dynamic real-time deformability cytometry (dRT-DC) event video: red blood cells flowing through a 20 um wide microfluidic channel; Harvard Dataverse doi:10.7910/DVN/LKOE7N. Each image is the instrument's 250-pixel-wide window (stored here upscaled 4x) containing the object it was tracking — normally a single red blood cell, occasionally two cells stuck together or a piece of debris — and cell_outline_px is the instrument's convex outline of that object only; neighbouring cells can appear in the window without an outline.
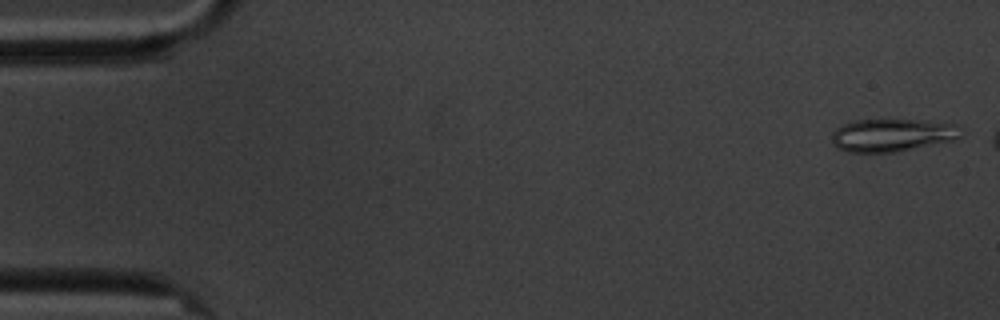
{"species": "common noctule bat (a hibernating species)", "species_latin": "Nyctalus noctula", "temperature_condition": "cold", "stored_images_in_passage": 5, "camera_frame_rate_fps": 3000, "um_per_image_px": 0.085, "animal": {"sex": "male", "body_mass_g": 20.1, "forearm_length_mm": 53.5}, "frame": {"image": 1, "passage_image": 1, "time_ms": 0.0, "image_size_px": [1000, 320], "cell_outline_px": [[960, 136], [952, 140], [892, 152], [848, 152], [836, 148], [832, 144], [832, 132], [836, 128], [844, 124], [856, 120], [928, 120], [956, 124]], "centroid_in_image_um": [75.76, 11.48], "position_along_channel_um": 9.2, "area_um2": 24.33}}